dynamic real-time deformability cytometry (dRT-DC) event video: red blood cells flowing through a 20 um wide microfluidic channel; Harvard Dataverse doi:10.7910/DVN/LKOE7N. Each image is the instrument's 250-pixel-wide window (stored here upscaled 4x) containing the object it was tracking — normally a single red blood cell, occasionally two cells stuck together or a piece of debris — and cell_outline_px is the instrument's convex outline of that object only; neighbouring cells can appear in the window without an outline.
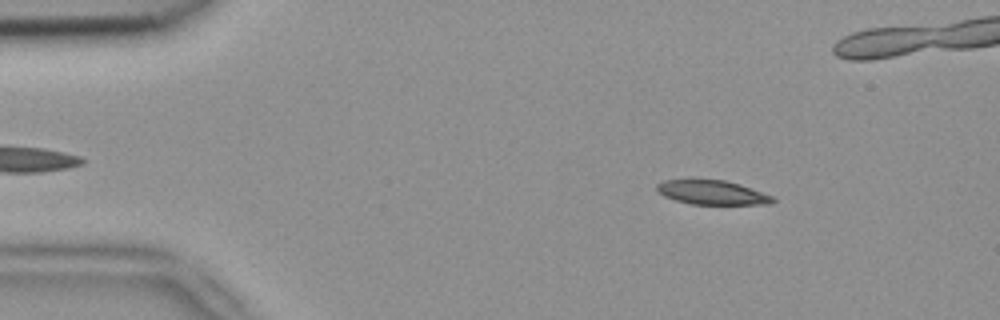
{"species": "common noctule bat (a hibernating species)", "species_latin": "Nyctalus noctula", "temperature_condition": "room temperature", "stored_images_in_passage": 5, "camera_frame_rate_fps": 3000, "um_per_image_px": 0.085, "animal": {"sex": "female", "body_mass_g": 18.4}, "frame": {"image": 1, "passage_image": 2, "time_ms": 0.333, "image_size_px": [1000, 320], "cell_outline_px": [[776, 200], [772, 204], [692, 204], [676, 200], [664, 196], [656, 188], [656, 184], [664, 180], [724, 180], [740, 184], [772, 196]], "centroid_in_image_um": [60.55, 16.36], "position_along_channel_um": 24.5, "area_um2": 16.13}}